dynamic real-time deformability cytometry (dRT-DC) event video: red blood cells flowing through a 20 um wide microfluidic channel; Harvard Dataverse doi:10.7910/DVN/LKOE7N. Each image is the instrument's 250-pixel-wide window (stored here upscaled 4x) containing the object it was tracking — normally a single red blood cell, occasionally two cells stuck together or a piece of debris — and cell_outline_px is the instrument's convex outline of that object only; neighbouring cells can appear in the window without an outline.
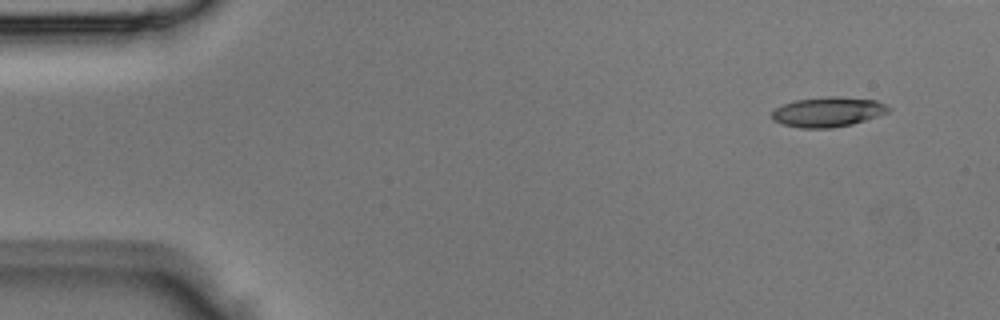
{"species": "Egyptian fruit bat (a non-hibernating species)", "species_latin": "Rousettus aegyptiacus", "temperature_condition": "room temperature", "stored_images_in_passage": 5, "camera_frame_rate_fps": 3000, "um_per_image_px": 0.085, "animal": {"sex": "male"}, "frame": {"image": 1, "passage_image": 1, "time_ms": 0.0, "image_size_px": [1000, 320], "cell_outline_px": [[892, 108], [888, 112], [852, 124], [832, 128], [800, 128], [784, 124], [772, 120], [772, 112], [776, 108], [784, 104], [796, 100], [828, 96], [840, 96], [876, 100]], "centroid_in_image_um": [70.37, 9.51], "position_along_channel_um": 14.6, "area_um2": 20.17}}
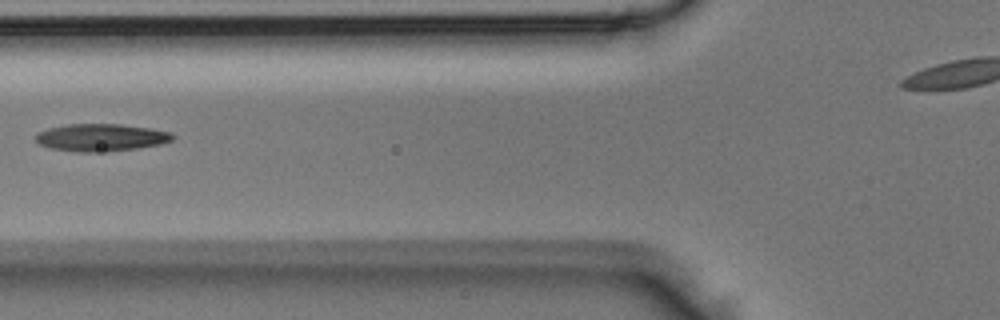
{"frame": {"image": 2, "passage_image": 5, "time_ms": 1.333, "image_size_px": [1000, 320], "cell_outline_px": [[176, 136], [172, 140], [160, 144], [140, 148], [92, 152], [76, 152], [48, 148], [40, 144], [36, 140], [36, 132], [48, 128], [68, 124], [120, 124], [148, 128], [172, 132]], "centroid_in_image_um": [8.57, 11.68], "position_along_channel_um": 117.2, "area_um2": 21.91}}